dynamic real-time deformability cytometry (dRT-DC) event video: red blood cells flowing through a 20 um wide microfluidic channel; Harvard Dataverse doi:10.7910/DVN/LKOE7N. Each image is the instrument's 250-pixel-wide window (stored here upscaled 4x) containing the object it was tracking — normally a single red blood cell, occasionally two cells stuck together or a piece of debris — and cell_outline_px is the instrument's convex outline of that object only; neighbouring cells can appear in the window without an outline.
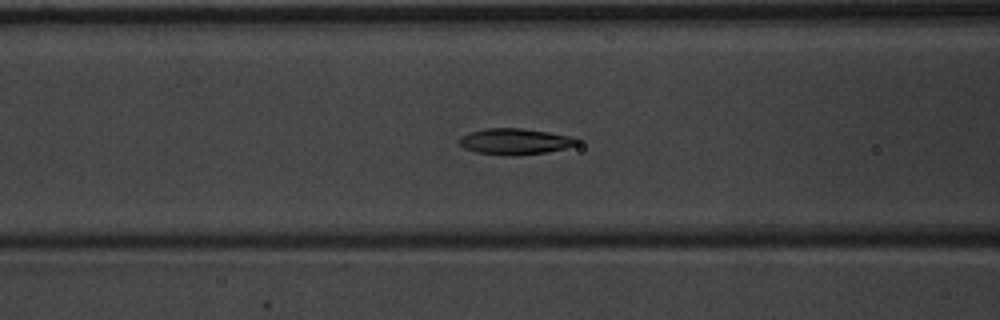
{"species": "common noctule bat (a hibernating species)", "species_latin": "Nyctalus noctula", "temperature_condition": "warm", "stored_images_in_passage": 40, "camera_frame_rate_fps": 3000, "um_per_image_px": 0.085, "animal": {"sex": "male", "body_mass_g": 20.1, "forearm_length_mm": 53.5}, "frame": {"image": 1, "passage_image": 10, "time_ms": 3.0, "image_size_px": [1000, 320], "cell_outline_px": [[580, 144], [548, 152], [516, 156], [508, 156], [476, 152], [464, 148], [456, 140], [472, 132], [484, 128], [520, 128], [548, 132], [568, 136], [580, 140]], "centroid_in_image_um": [43.78, 12.04], "position_along_channel_um": 122.8, "area_um2": 17.86}}
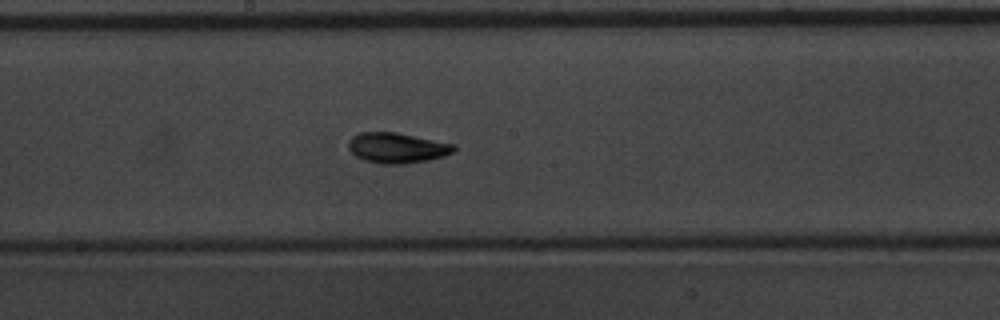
{"frame": {"image": 2, "passage_image": 17, "time_ms": 5.333, "image_size_px": [1000, 320], "cell_outline_px": [[456, 148], [452, 152], [444, 156], [428, 160], [404, 164], [380, 164], [364, 160], [356, 156], [348, 148], [348, 140], [352, 136], [360, 132], [396, 132], [456, 144]], "centroid_in_image_um": [33.74, 12.56], "position_along_channel_um": 214.5, "area_um2": 18.79}}
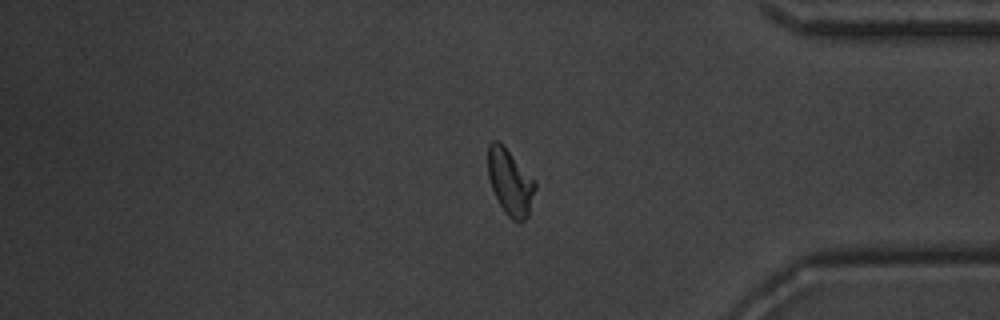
{"frame": {"image": 3, "passage_image": 32, "time_ms": 10.333, "image_size_px": [1000, 320], "cell_outline_px": [[536, 188], [528, 216], [524, 220], [512, 220], [504, 212], [492, 188], [488, 176], [488, 144], [492, 140], [496, 140], [536, 180]], "centroid_in_image_um": [43.37, 15.5], "position_along_channel_um": 391.8, "area_um2": 17.74}, "authors_computed_cell_mechanics": {"area_um2": 17.6579, "velocity_mm_per_s": 3.9218, "shape_relaxation_time_tau1_ms": 2.5708, "shape_relaxation_time_tau2_ms": 2.3991, "deformation_change_tau1": 0.1345, "deformation_change_tau2": 0.074}}